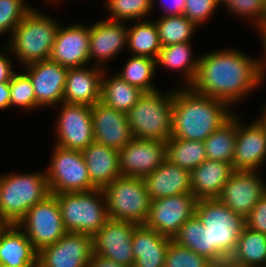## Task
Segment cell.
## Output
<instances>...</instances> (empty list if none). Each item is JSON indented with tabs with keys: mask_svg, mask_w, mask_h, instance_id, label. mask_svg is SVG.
Masks as SVG:
<instances>
[{
	"mask_svg": "<svg viewBox=\"0 0 266 267\" xmlns=\"http://www.w3.org/2000/svg\"><path fill=\"white\" fill-rule=\"evenodd\" d=\"M0 264L5 267L38 266V251L16 224H11L0 238Z\"/></svg>",
	"mask_w": 266,
	"mask_h": 267,
	"instance_id": "obj_27",
	"label": "cell"
},
{
	"mask_svg": "<svg viewBox=\"0 0 266 267\" xmlns=\"http://www.w3.org/2000/svg\"><path fill=\"white\" fill-rule=\"evenodd\" d=\"M124 23L105 19L89 26L90 62L94 59V66L105 69L107 61L127 47L128 26Z\"/></svg>",
	"mask_w": 266,
	"mask_h": 267,
	"instance_id": "obj_20",
	"label": "cell"
},
{
	"mask_svg": "<svg viewBox=\"0 0 266 267\" xmlns=\"http://www.w3.org/2000/svg\"><path fill=\"white\" fill-rule=\"evenodd\" d=\"M66 232L94 236L109 220L103 189L54 194Z\"/></svg>",
	"mask_w": 266,
	"mask_h": 267,
	"instance_id": "obj_7",
	"label": "cell"
},
{
	"mask_svg": "<svg viewBox=\"0 0 266 267\" xmlns=\"http://www.w3.org/2000/svg\"><path fill=\"white\" fill-rule=\"evenodd\" d=\"M56 121L57 142L62 148L82 151L94 142L91 106L60 103Z\"/></svg>",
	"mask_w": 266,
	"mask_h": 267,
	"instance_id": "obj_13",
	"label": "cell"
},
{
	"mask_svg": "<svg viewBox=\"0 0 266 267\" xmlns=\"http://www.w3.org/2000/svg\"><path fill=\"white\" fill-rule=\"evenodd\" d=\"M16 225L26 234L38 252L56 243L67 233L54 194L32 206Z\"/></svg>",
	"mask_w": 266,
	"mask_h": 267,
	"instance_id": "obj_10",
	"label": "cell"
},
{
	"mask_svg": "<svg viewBox=\"0 0 266 267\" xmlns=\"http://www.w3.org/2000/svg\"><path fill=\"white\" fill-rule=\"evenodd\" d=\"M172 136L183 140L205 141L234 113L230 106L189 87L173 89Z\"/></svg>",
	"mask_w": 266,
	"mask_h": 267,
	"instance_id": "obj_2",
	"label": "cell"
},
{
	"mask_svg": "<svg viewBox=\"0 0 266 267\" xmlns=\"http://www.w3.org/2000/svg\"><path fill=\"white\" fill-rule=\"evenodd\" d=\"M45 170L0 175V216L17 224L27 211L50 195Z\"/></svg>",
	"mask_w": 266,
	"mask_h": 267,
	"instance_id": "obj_5",
	"label": "cell"
},
{
	"mask_svg": "<svg viewBox=\"0 0 266 267\" xmlns=\"http://www.w3.org/2000/svg\"><path fill=\"white\" fill-rule=\"evenodd\" d=\"M121 176L145 178L166 159V142L132 138L119 150Z\"/></svg>",
	"mask_w": 266,
	"mask_h": 267,
	"instance_id": "obj_14",
	"label": "cell"
},
{
	"mask_svg": "<svg viewBox=\"0 0 266 267\" xmlns=\"http://www.w3.org/2000/svg\"><path fill=\"white\" fill-rule=\"evenodd\" d=\"M156 69V59L132 55L125 63L123 70L115 74L144 92H153L158 90L152 83Z\"/></svg>",
	"mask_w": 266,
	"mask_h": 267,
	"instance_id": "obj_34",
	"label": "cell"
},
{
	"mask_svg": "<svg viewBox=\"0 0 266 267\" xmlns=\"http://www.w3.org/2000/svg\"><path fill=\"white\" fill-rule=\"evenodd\" d=\"M159 1L161 3V7L166 12L161 16H178L184 14L186 0H169L168 4L166 1Z\"/></svg>",
	"mask_w": 266,
	"mask_h": 267,
	"instance_id": "obj_44",
	"label": "cell"
},
{
	"mask_svg": "<svg viewBox=\"0 0 266 267\" xmlns=\"http://www.w3.org/2000/svg\"><path fill=\"white\" fill-rule=\"evenodd\" d=\"M2 53L0 55V83H10L13 74L16 72L13 70V62Z\"/></svg>",
	"mask_w": 266,
	"mask_h": 267,
	"instance_id": "obj_45",
	"label": "cell"
},
{
	"mask_svg": "<svg viewBox=\"0 0 266 267\" xmlns=\"http://www.w3.org/2000/svg\"><path fill=\"white\" fill-rule=\"evenodd\" d=\"M10 106L20 107L24 110L35 109V92L29 76L24 73L15 72L9 83ZM23 107V108H22Z\"/></svg>",
	"mask_w": 266,
	"mask_h": 267,
	"instance_id": "obj_39",
	"label": "cell"
},
{
	"mask_svg": "<svg viewBox=\"0 0 266 267\" xmlns=\"http://www.w3.org/2000/svg\"><path fill=\"white\" fill-rule=\"evenodd\" d=\"M103 192L109 219L144 224L151 206L144 178L119 176Z\"/></svg>",
	"mask_w": 266,
	"mask_h": 267,
	"instance_id": "obj_8",
	"label": "cell"
},
{
	"mask_svg": "<svg viewBox=\"0 0 266 267\" xmlns=\"http://www.w3.org/2000/svg\"><path fill=\"white\" fill-rule=\"evenodd\" d=\"M10 95L9 83H0V110L11 108Z\"/></svg>",
	"mask_w": 266,
	"mask_h": 267,
	"instance_id": "obj_47",
	"label": "cell"
},
{
	"mask_svg": "<svg viewBox=\"0 0 266 267\" xmlns=\"http://www.w3.org/2000/svg\"><path fill=\"white\" fill-rule=\"evenodd\" d=\"M219 7V0H186L184 16L200 27Z\"/></svg>",
	"mask_w": 266,
	"mask_h": 267,
	"instance_id": "obj_42",
	"label": "cell"
},
{
	"mask_svg": "<svg viewBox=\"0 0 266 267\" xmlns=\"http://www.w3.org/2000/svg\"><path fill=\"white\" fill-rule=\"evenodd\" d=\"M88 267H126L122 264L108 260L99 255L93 254Z\"/></svg>",
	"mask_w": 266,
	"mask_h": 267,
	"instance_id": "obj_46",
	"label": "cell"
},
{
	"mask_svg": "<svg viewBox=\"0 0 266 267\" xmlns=\"http://www.w3.org/2000/svg\"><path fill=\"white\" fill-rule=\"evenodd\" d=\"M144 92L127 113L133 138L166 142L172 136L173 91Z\"/></svg>",
	"mask_w": 266,
	"mask_h": 267,
	"instance_id": "obj_6",
	"label": "cell"
},
{
	"mask_svg": "<svg viewBox=\"0 0 266 267\" xmlns=\"http://www.w3.org/2000/svg\"><path fill=\"white\" fill-rule=\"evenodd\" d=\"M106 69H104L101 78V99L106 106L123 113H128L137 103L144 91L136 86L130 85L118 75L105 78Z\"/></svg>",
	"mask_w": 266,
	"mask_h": 267,
	"instance_id": "obj_29",
	"label": "cell"
},
{
	"mask_svg": "<svg viewBox=\"0 0 266 267\" xmlns=\"http://www.w3.org/2000/svg\"><path fill=\"white\" fill-rule=\"evenodd\" d=\"M237 116V141L233 156L234 170L258 171L266 161V127L262 121L248 125Z\"/></svg>",
	"mask_w": 266,
	"mask_h": 267,
	"instance_id": "obj_18",
	"label": "cell"
},
{
	"mask_svg": "<svg viewBox=\"0 0 266 267\" xmlns=\"http://www.w3.org/2000/svg\"><path fill=\"white\" fill-rule=\"evenodd\" d=\"M234 171L230 163L206 159L190 172L191 193L198 200L218 198Z\"/></svg>",
	"mask_w": 266,
	"mask_h": 267,
	"instance_id": "obj_25",
	"label": "cell"
},
{
	"mask_svg": "<svg viewBox=\"0 0 266 267\" xmlns=\"http://www.w3.org/2000/svg\"><path fill=\"white\" fill-rule=\"evenodd\" d=\"M195 215L208 230L212 262L217 267H225L235 250L238 237L245 226V219L218 198L198 200Z\"/></svg>",
	"mask_w": 266,
	"mask_h": 267,
	"instance_id": "obj_3",
	"label": "cell"
},
{
	"mask_svg": "<svg viewBox=\"0 0 266 267\" xmlns=\"http://www.w3.org/2000/svg\"><path fill=\"white\" fill-rule=\"evenodd\" d=\"M197 201L192 193L151 200L144 225L172 239L182 225L195 215Z\"/></svg>",
	"mask_w": 266,
	"mask_h": 267,
	"instance_id": "obj_11",
	"label": "cell"
},
{
	"mask_svg": "<svg viewBox=\"0 0 266 267\" xmlns=\"http://www.w3.org/2000/svg\"><path fill=\"white\" fill-rule=\"evenodd\" d=\"M265 75L260 59L254 60L233 48L221 49L199 56L197 73L189 88L222 100L232 108L261 85Z\"/></svg>",
	"mask_w": 266,
	"mask_h": 267,
	"instance_id": "obj_1",
	"label": "cell"
},
{
	"mask_svg": "<svg viewBox=\"0 0 266 267\" xmlns=\"http://www.w3.org/2000/svg\"><path fill=\"white\" fill-rule=\"evenodd\" d=\"M91 66L68 68L63 102L85 106L100 102L104 69L93 64Z\"/></svg>",
	"mask_w": 266,
	"mask_h": 267,
	"instance_id": "obj_22",
	"label": "cell"
},
{
	"mask_svg": "<svg viewBox=\"0 0 266 267\" xmlns=\"http://www.w3.org/2000/svg\"><path fill=\"white\" fill-rule=\"evenodd\" d=\"M94 141L119 151L132 138L127 114L97 102L91 106Z\"/></svg>",
	"mask_w": 266,
	"mask_h": 267,
	"instance_id": "obj_21",
	"label": "cell"
},
{
	"mask_svg": "<svg viewBox=\"0 0 266 267\" xmlns=\"http://www.w3.org/2000/svg\"><path fill=\"white\" fill-rule=\"evenodd\" d=\"M164 267H217L206 256L199 255L172 239L165 255Z\"/></svg>",
	"mask_w": 266,
	"mask_h": 267,
	"instance_id": "obj_38",
	"label": "cell"
},
{
	"mask_svg": "<svg viewBox=\"0 0 266 267\" xmlns=\"http://www.w3.org/2000/svg\"><path fill=\"white\" fill-rule=\"evenodd\" d=\"M237 141V115L233 114L214 131L204 142L206 158L227 162L233 165V156Z\"/></svg>",
	"mask_w": 266,
	"mask_h": 267,
	"instance_id": "obj_31",
	"label": "cell"
},
{
	"mask_svg": "<svg viewBox=\"0 0 266 267\" xmlns=\"http://www.w3.org/2000/svg\"><path fill=\"white\" fill-rule=\"evenodd\" d=\"M81 152L96 189H104L121 176L119 151L94 141Z\"/></svg>",
	"mask_w": 266,
	"mask_h": 267,
	"instance_id": "obj_23",
	"label": "cell"
},
{
	"mask_svg": "<svg viewBox=\"0 0 266 267\" xmlns=\"http://www.w3.org/2000/svg\"><path fill=\"white\" fill-rule=\"evenodd\" d=\"M136 22L128 27L126 48L131 55L156 59L162 47L155 21L144 19Z\"/></svg>",
	"mask_w": 266,
	"mask_h": 267,
	"instance_id": "obj_32",
	"label": "cell"
},
{
	"mask_svg": "<svg viewBox=\"0 0 266 267\" xmlns=\"http://www.w3.org/2000/svg\"><path fill=\"white\" fill-rule=\"evenodd\" d=\"M59 26V22L33 8L15 27L4 51L13 53L23 66L50 59Z\"/></svg>",
	"mask_w": 266,
	"mask_h": 267,
	"instance_id": "obj_4",
	"label": "cell"
},
{
	"mask_svg": "<svg viewBox=\"0 0 266 267\" xmlns=\"http://www.w3.org/2000/svg\"><path fill=\"white\" fill-rule=\"evenodd\" d=\"M257 171L235 170L218 199L244 219L266 193V184Z\"/></svg>",
	"mask_w": 266,
	"mask_h": 267,
	"instance_id": "obj_17",
	"label": "cell"
},
{
	"mask_svg": "<svg viewBox=\"0 0 266 267\" xmlns=\"http://www.w3.org/2000/svg\"><path fill=\"white\" fill-rule=\"evenodd\" d=\"M11 224L0 216V238Z\"/></svg>",
	"mask_w": 266,
	"mask_h": 267,
	"instance_id": "obj_49",
	"label": "cell"
},
{
	"mask_svg": "<svg viewBox=\"0 0 266 267\" xmlns=\"http://www.w3.org/2000/svg\"><path fill=\"white\" fill-rule=\"evenodd\" d=\"M191 42L178 43L174 45L164 46L161 48L158 56L156 58V67L161 65L167 69H172L173 71L177 69L183 75L186 85L184 87H189L193 82L195 75L197 73V67L199 64V58L192 57Z\"/></svg>",
	"mask_w": 266,
	"mask_h": 267,
	"instance_id": "obj_30",
	"label": "cell"
},
{
	"mask_svg": "<svg viewBox=\"0 0 266 267\" xmlns=\"http://www.w3.org/2000/svg\"><path fill=\"white\" fill-rule=\"evenodd\" d=\"M94 254L93 237L67 232L56 243L38 252L40 267H88Z\"/></svg>",
	"mask_w": 266,
	"mask_h": 267,
	"instance_id": "obj_12",
	"label": "cell"
},
{
	"mask_svg": "<svg viewBox=\"0 0 266 267\" xmlns=\"http://www.w3.org/2000/svg\"><path fill=\"white\" fill-rule=\"evenodd\" d=\"M265 264L266 234L244 226L226 267H264Z\"/></svg>",
	"mask_w": 266,
	"mask_h": 267,
	"instance_id": "obj_28",
	"label": "cell"
},
{
	"mask_svg": "<svg viewBox=\"0 0 266 267\" xmlns=\"http://www.w3.org/2000/svg\"><path fill=\"white\" fill-rule=\"evenodd\" d=\"M245 226L251 230L266 234V193L245 218Z\"/></svg>",
	"mask_w": 266,
	"mask_h": 267,
	"instance_id": "obj_43",
	"label": "cell"
},
{
	"mask_svg": "<svg viewBox=\"0 0 266 267\" xmlns=\"http://www.w3.org/2000/svg\"><path fill=\"white\" fill-rule=\"evenodd\" d=\"M171 238L138 224L132 234V252L136 267H164L165 255Z\"/></svg>",
	"mask_w": 266,
	"mask_h": 267,
	"instance_id": "obj_26",
	"label": "cell"
},
{
	"mask_svg": "<svg viewBox=\"0 0 266 267\" xmlns=\"http://www.w3.org/2000/svg\"><path fill=\"white\" fill-rule=\"evenodd\" d=\"M219 5H224L233 15L254 19L256 28L266 20V0H219Z\"/></svg>",
	"mask_w": 266,
	"mask_h": 267,
	"instance_id": "obj_41",
	"label": "cell"
},
{
	"mask_svg": "<svg viewBox=\"0 0 266 267\" xmlns=\"http://www.w3.org/2000/svg\"><path fill=\"white\" fill-rule=\"evenodd\" d=\"M259 29V30H258ZM258 33L261 35L260 39L262 40V47H264L263 51L265 52V58L260 61L262 68L264 69L265 73H266V20L261 24V26L259 28H257Z\"/></svg>",
	"mask_w": 266,
	"mask_h": 267,
	"instance_id": "obj_48",
	"label": "cell"
},
{
	"mask_svg": "<svg viewBox=\"0 0 266 267\" xmlns=\"http://www.w3.org/2000/svg\"><path fill=\"white\" fill-rule=\"evenodd\" d=\"M105 5L109 11L111 21L125 23L128 20H144L152 12L155 0H106ZM127 20V21H126Z\"/></svg>",
	"mask_w": 266,
	"mask_h": 267,
	"instance_id": "obj_37",
	"label": "cell"
},
{
	"mask_svg": "<svg viewBox=\"0 0 266 267\" xmlns=\"http://www.w3.org/2000/svg\"><path fill=\"white\" fill-rule=\"evenodd\" d=\"M50 59L67 68L83 67L90 62L89 26L71 24L56 32Z\"/></svg>",
	"mask_w": 266,
	"mask_h": 267,
	"instance_id": "obj_19",
	"label": "cell"
},
{
	"mask_svg": "<svg viewBox=\"0 0 266 267\" xmlns=\"http://www.w3.org/2000/svg\"><path fill=\"white\" fill-rule=\"evenodd\" d=\"M136 225L109 219L93 236L94 254L126 267L134 265L132 234Z\"/></svg>",
	"mask_w": 266,
	"mask_h": 267,
	"instance_id": "obj_15",
	"label": "cell"
},
{
	"mask_svg": "<svg viewBox=\"0 0 266 267\" xmlns=\"http://www.w3.org/2000/svg\"><path fill=\"white\" fill-rule=\"evenodd\" d=\"M203 141L169 138L166 141V160L183 169L192 171L206 160Z\"/></svg>",
	"mask_w": 266,
	"mask_h": 267,
	"instance_id": "obj_33",
	"label": "cell"
},
{
	"mask_svg": "<svg viewBox=\"0 0 266 267\" xmlns=\"http://www.w3.org/2000/svg\"><path fill=\"white\" fill-rule=\"evenodd\" d=\"M263 113L261 114V116H259V119L262 121V123L265 125L266 127V106L263 107Z\"/></svg>",
	"mask_w": 266,
	"mask_h": 267,
	"instance_id": "obj_50",
	"label": "cell"
},
{
	"mask_svg": "<svg viewBox=\"0 0 266 267\" xmlns=\"http://www.w3.org/2000/svg\"><path fill=\"white\" fill-rule=\"evenodd\" d=\"M161 47L190 42L198 26L184 15L162 16L155 20Z\"/></svg>",
	"mask_w": 266,
	"mask_h": 267,
	"instance_id": "obj_35",
	"label": "cell"
},
{
	"mask_svg": "<svg viewBox=\"0 0 266 267\" xmlns=\"http://www.w3.org/2000/svg\"><path fill=\"white\" fill-rule=\"evenodd\" d=\"M25 0H0V35L10 32L25 18L33 7Z\"/></svg>",
	"mask_w": 266,
	"mask_h": 267,
	"instance_id": "obj_40",
	"label": "cell"
},
{
	"mask_svg": "<svg viewBox=\"0 0 266 267\" xmlns=\"http://www.w3.org/2000/svg\"><path fill=\"white\" fill-rule=\"evenodd\" d=\"M35 92V109L63 102L64 87L68 68L51 59L24 66Z\"/></svg>",
	"mask_w": 266,
	"mask_h": 267,
	"instance_id": "obj_16",
	"label": "cell"
},
{
	"mask_svg": "<svg viewBox=\"0 0 266 267\" xmlns=\"http://www.w3.org/2000/svg\"><path fill=\"white\" fill-rule=\"evenodd\" d=\"M151 200L184 193H191L190 171L164 160L144 178Z\"/></svg>",
	"mask_w": 266,
	"mask_h": 267,
	"instance_id": "obj_24",
	"label": "cell"
},
{
	"mask_svg": "<svg viewBox=\"0 0 266 267\" xmlns=\"http://www.w3.org/2000/svg\"><path fill=\"white\" fill-rule=\"evenodd\" d=\"M172 240L212 261V247H209L208 230L196 215L182 225Z\"/></svg>",
	"mask_w": 266,
	"mask_h": 267,
	"instance_id": "obj_36",
	"label": "cell"
},
{
	"mask_svg": "<svg viewBox=\"0 0 266 267\" xmlns=\"http://www.w3.org/2000/svg\"><path fill=\"white\" fill-rule=\"evenodd\" d=\"M52 151L50 164L45 170L51 194L96 189L90 181L81 151L62 148L58 145H55Z\"/></svg>",
	"mask_w": 266,
	"mask_h": 267,
	"instance_id": "obj_9",
	"label": "cell"
}]
</instances>
